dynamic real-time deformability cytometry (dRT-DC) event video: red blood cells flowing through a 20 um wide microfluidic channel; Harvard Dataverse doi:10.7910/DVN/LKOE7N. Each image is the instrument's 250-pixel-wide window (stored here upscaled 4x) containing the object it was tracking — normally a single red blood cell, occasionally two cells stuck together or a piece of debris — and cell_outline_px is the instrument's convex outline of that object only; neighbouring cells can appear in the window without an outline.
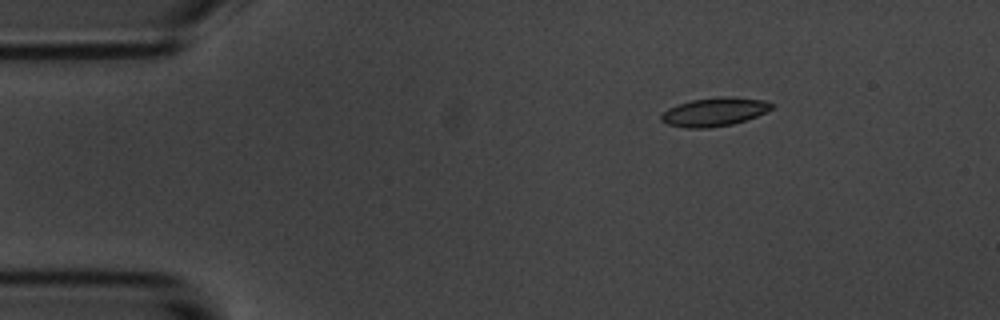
{"species": "common noctule bat (a hibernating species)", "species_latin": "Nyctalus noctula", "temperature_condition": "room temperature", "stored_images_in_passage": 49, "camera_frame_rate_fps": 3000, "um_per_image_px": 0.085, "animal": {"sex": "male", "body_mass_g": 20.1, "forearm_length_mm": 53.5}, "frame": {"image": 1, "passage_image": 1, "time_ms": 0.0, "image_size_px": [1000, 320], "cell_outline_px": [[776, 104], [772, 108], [756, 116], [732, 124], [708, 128], [688, 128], [668, 124], [660, 120], [660, 116], [668, 108], [676, 104], [692, 100], [720, 96], [732, 96], [764, 100]], "centroid_in_image_um": [60.72, 9.49], "position_along_channel_um": 24.3, "area_um2": 18.38}}
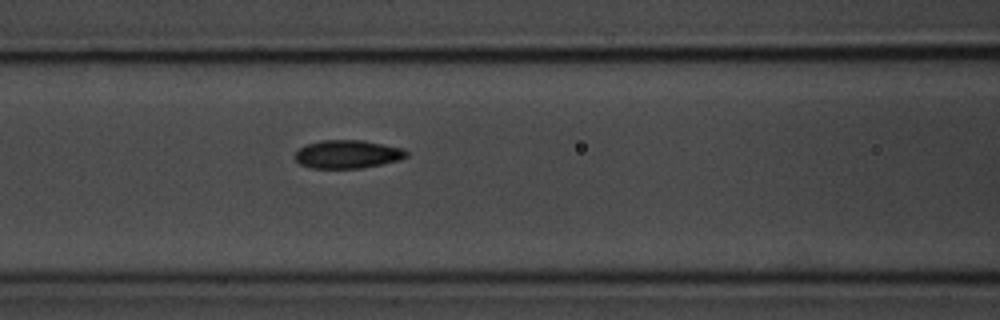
{"frame": {"image": 2, "passage_image": 16, "time_ms": 5.0, "image_size_px": [1000, 320], "cell_outline_px": [[408, 156], [400, 160], [360, 168], [312, 168], [300, 164], [296, 160], [296, 152], [300, 148], [308, 144], [320, 140], [364, 140], [400, 148], [408, 152]], "centroid_in_image_um": [29.54, 13.1], "position_along_channel_um": 137.1, "area_um2": 18.15}}
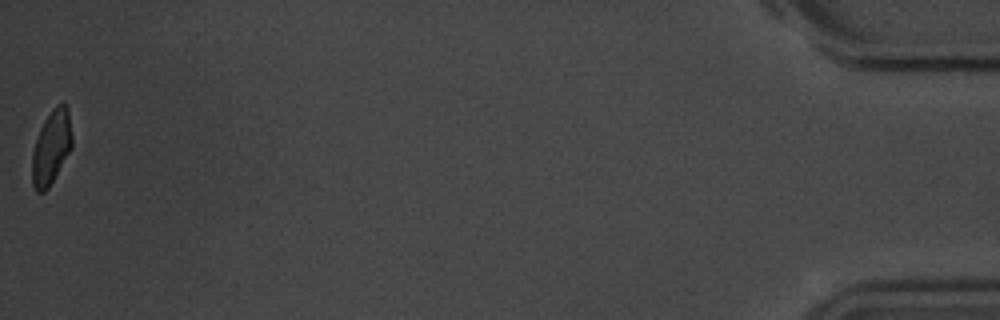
{"frame": {"image": 3, "passage_image": 49, "time_ms": 16.0, "image_size_px": [1000, 320], "cell_outline_px": [[72, 148], [48, 188], [44, 192], [36, 192], [32, 184], [32, 152], [40, 128], [44, 120], [52, 108], [56, 104], [64, 100], [68, 108], [72, 136]], "centroid_in_image_um": [4.37, 12.48], "position_along_channel_um": 430.8, "area_um2": 17.4}, "authors_computed_cell_mechanics": {"area_um2": 18.2648, "velocity_mm_per_s": 3.567, "shape_relaxation_time_tau1_ms": 2.8771, "shape_relaxation_time_tau2_ms": 1.6989, "deformation_change_tau1": 0.1232, "deformation_change_tau2": 0.0715}}